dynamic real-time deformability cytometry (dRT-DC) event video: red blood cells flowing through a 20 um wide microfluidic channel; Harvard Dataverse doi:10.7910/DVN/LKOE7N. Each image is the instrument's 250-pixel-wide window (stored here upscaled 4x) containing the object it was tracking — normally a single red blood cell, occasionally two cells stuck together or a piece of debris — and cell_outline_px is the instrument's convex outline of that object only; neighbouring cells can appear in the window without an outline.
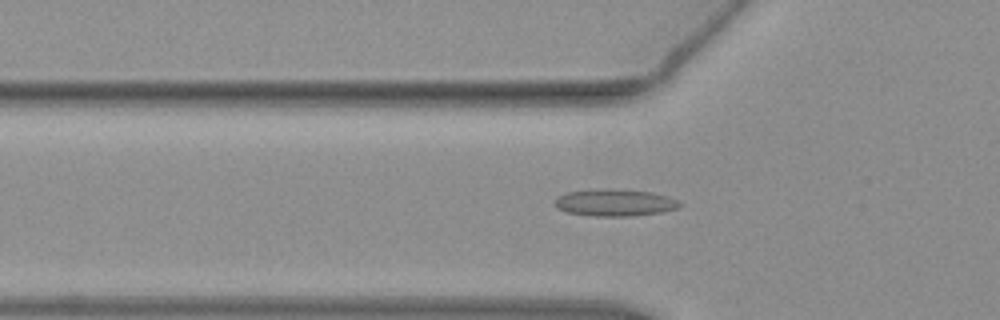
{"species": "common noctule bat (a hibernating species)", "species_latin": "Nyctalus noctula", "temperature_condition": "warm", "stored_images_in_passage": 39, "camera_frame_rate_fps": 3000, "um_per_image_px": 0.085, "animal": {"sex": "female", "body_mass_g": 19.3, "forearm_length_mm": 54.1}, "frame": {"image": 1, "passage_image": 10, "time_ms": 3.0, "image_size_px": [1000, 320], "cell_outline_px": [[684, 204], [680, 208], [660, 212], [632, 216], [592, 216], [568, 212], [560, 208], [556, 204], [556, 200], [560, 196], [568, 192], [600, 188], [616, 188], [652, 192], [668, 196]], "centroid_in_image_um": [52.34, 17.21], "position_along_channel_um": 73.5, "area_um2": 19.65}}
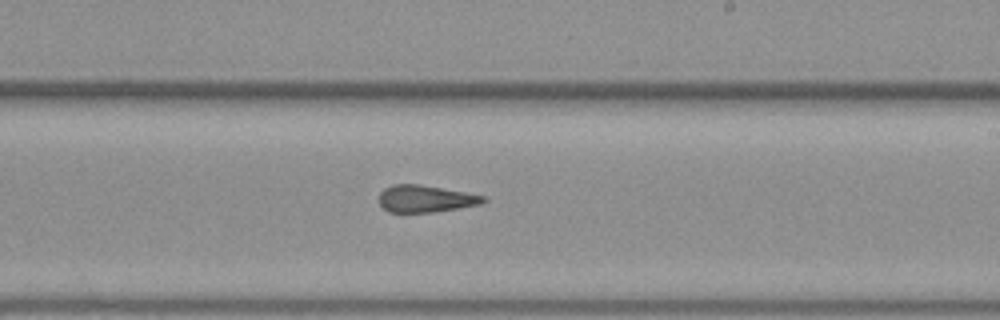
{"frame": {"image": 2, "passage_image": 24, "time_ms": 7.667, "image_size_px": [1000, 320], "cell_outline_px": [[488, 200], [484, 204], [432, 212], [388, 212], [380, 204], [380, 192], [384, 188], [392, 184], [416, 184], [464, 192], [484, 196]], "centroid_in_image_um": [36.18, 16.9], "position_along_channel_um": 252.8, "area_um2": 16.3}}
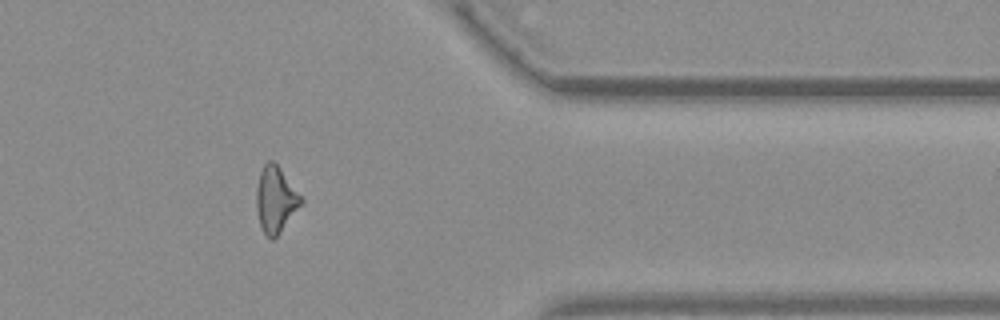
{"frame": {"image": 3, "passage_image": 36, "time_ms": 11.667, "image_size_px": [1000, 320], "cell_outline_px": [[304, 200], [280, 232], [272, 240], [264, 232], [260, 224], [256, 208], [256, 188], [260, 172], [264, 164], [268, 160], [272, 160], [280, 168]], "centroid_in_image_um": [23.41, 16.94], "position_along_channel_um": 388.0, "area_um2": 16.82}, "authors_computed_cell_mechanics": {"area_um2": 17.051, "velocity_mm_per_s": 3.8242, "shape_relaxation_time_tau1_ms": null, "shape_relaxation_time_tau2_ms": 3.5222, "deformation_change_tau1": null, "deformation_change_tau2": 0.1398}}